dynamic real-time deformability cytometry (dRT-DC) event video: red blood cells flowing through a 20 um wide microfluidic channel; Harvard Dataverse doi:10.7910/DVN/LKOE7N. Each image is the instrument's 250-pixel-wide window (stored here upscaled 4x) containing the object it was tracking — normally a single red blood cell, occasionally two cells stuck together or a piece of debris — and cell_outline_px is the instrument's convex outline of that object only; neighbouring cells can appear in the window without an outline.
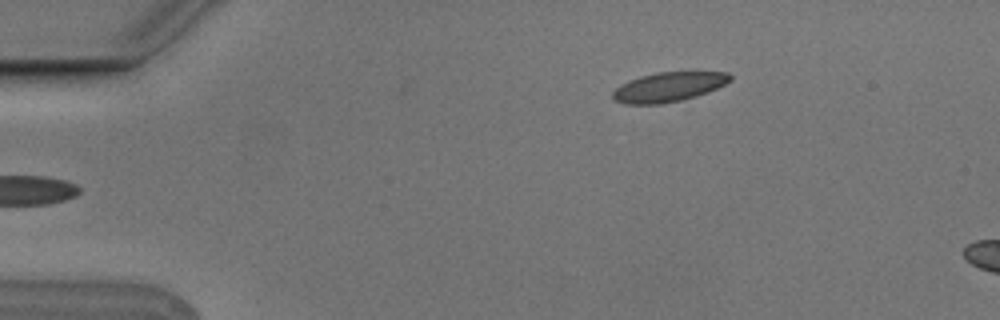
{"species": "Egyptian fruit bat (a non-hibernating species)", "species_latin": "Rousettus aegyptiacus", "temperature_condition": "cold", "stored_images_in_passage": 6, "camera_frame_rate_fps": 3000, "um_per_image_px": 0.085, "animal": {"sex": "male"}, "frame": {"image": 1, "passage_image": 6, "time_ms": 1.667, "image_size_px": [1000, 320], "cell_outline_px": [[732, 80], [708, 92], [696, 96], [680, 100], [660, 104], [624, 104], [612, 100], [612, 92], [620, 84], [628, 80], [640, 76], [656, 72], [728, 72], [732, 76]], "centroid_in_image_um": [56.79, 7.39], "position_along_channel_um": 28.2, "area_um2": 20.29}}